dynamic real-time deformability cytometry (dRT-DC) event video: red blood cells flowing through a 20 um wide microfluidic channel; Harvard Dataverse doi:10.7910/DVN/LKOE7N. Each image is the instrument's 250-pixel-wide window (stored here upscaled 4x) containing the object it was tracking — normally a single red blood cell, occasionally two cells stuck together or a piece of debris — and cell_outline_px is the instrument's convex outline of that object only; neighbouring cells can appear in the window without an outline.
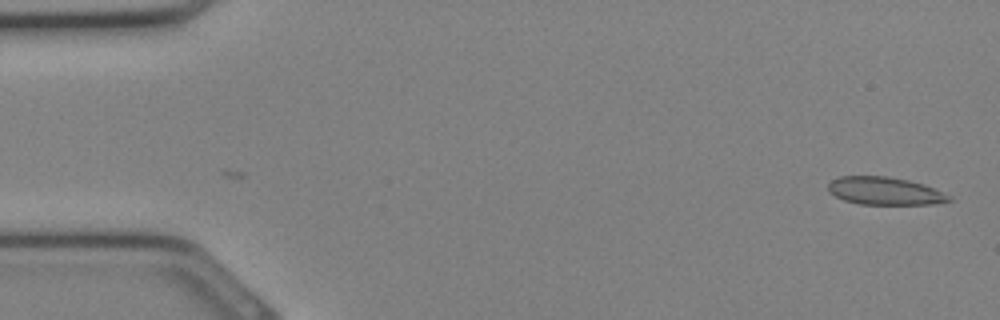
{"species": "Egyptian fruit bat (a non-hibernating species)", "species_latin": "Rousettus aegyptiacus", "temperature_condition": "cold", "stored_images_in_passage": 7, "camera_frame_rate_fps": 3000, "um_per_image_px": 0.085, "animal": {"sex": "female"}, "frame": {"image": 1, "passage_image": 7, "time_ms": 2.0, "image_size_px": [1000, 320], "cell_outline_px": [[952, 200], [932, 204], [860, 204], [844, 200], [828, 192], [828, 184], [832, 180], [840, 176], [888, 176], [908, 180], [924, 184], [952, 196]], "centroid_in_image_um": [75.21, 16.23], "position_along_channel_um": 9.8, "area_um2": 19.54}}